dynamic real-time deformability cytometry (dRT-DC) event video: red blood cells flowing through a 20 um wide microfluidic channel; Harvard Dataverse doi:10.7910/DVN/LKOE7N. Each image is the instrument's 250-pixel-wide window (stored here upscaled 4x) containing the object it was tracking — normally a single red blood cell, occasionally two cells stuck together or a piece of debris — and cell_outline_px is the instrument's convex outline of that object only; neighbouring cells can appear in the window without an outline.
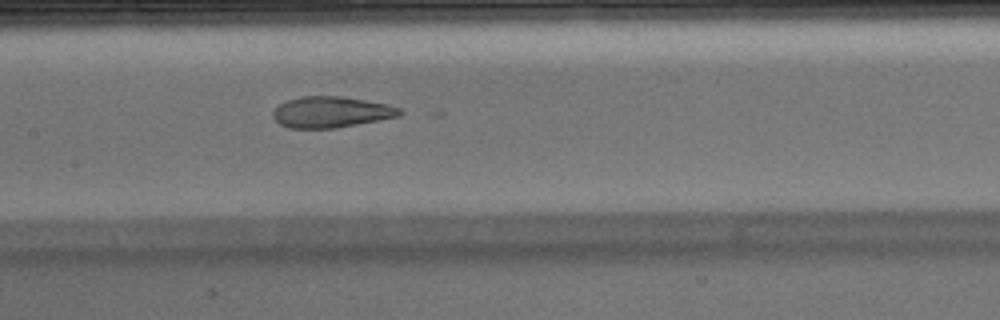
{"species": "Egyptian fruit bat (a non-hibernating species)", "species_latin": "Rousettus aegyptiacus", "temperature_condition": "warm", "stored_images_in_passage": 49, "camera_frame_rate_fps": 3000, "um_per_image_px": 0.085, "animal": {"sex": "male"}, "frame": {"image": 1, "passage_image": 23, "time_ms": 7.333, "image_size_px": [1000, 320], "cell_outline_px": [[404, 112], [400, 116], [336, 128], [288, 128], [280, 124], [272, 116], [272, 112], [280, 104], [288, 100], [300, 96], [340, 96], [388, 104], [400, 108]], "centroid_in_image_um": [28.15, 9.53], "position_along_channel_um": 179.2, "area_um2": 22.89}}
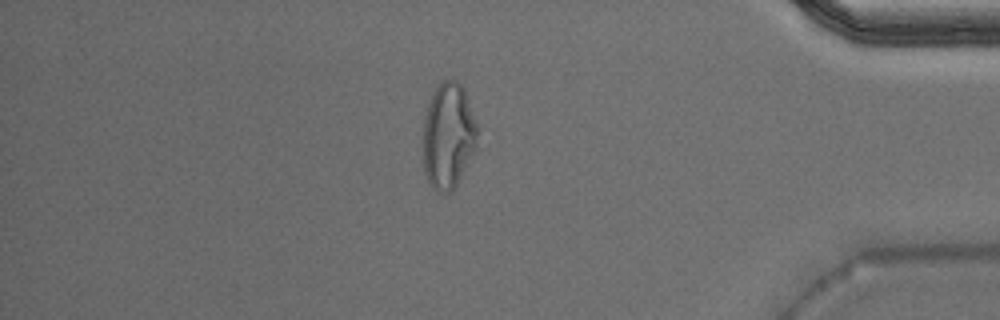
{"frame": {"image": 2, "passage_image": 42, "time_ms": 13.667, "image_size_px": [1000, 320], "cell_outline_px": [[480, 128], [476, 148], [456, 184], [448, 192], [436, 192], [432, 188], [424, 172], [424, 116], [428, 104], [436, 84], [444, 80], [456, 80], [464, 88]], "centroid_in_image_um": [38.13, 11.49], "position_along_channel_um": 397.1, "area_um2": 33.76}, "authors_computed_cell_mechanics": {"area_um2": 24.6806, "velocity_mm_per_s": 3.9841, "shape_relaxation_time_tau1_ms": null, "shape_relaxation_time_tau2_ms": 2.3514, "deformation_change_tau1": null, "deformation_change_tau2": 0.1134}}